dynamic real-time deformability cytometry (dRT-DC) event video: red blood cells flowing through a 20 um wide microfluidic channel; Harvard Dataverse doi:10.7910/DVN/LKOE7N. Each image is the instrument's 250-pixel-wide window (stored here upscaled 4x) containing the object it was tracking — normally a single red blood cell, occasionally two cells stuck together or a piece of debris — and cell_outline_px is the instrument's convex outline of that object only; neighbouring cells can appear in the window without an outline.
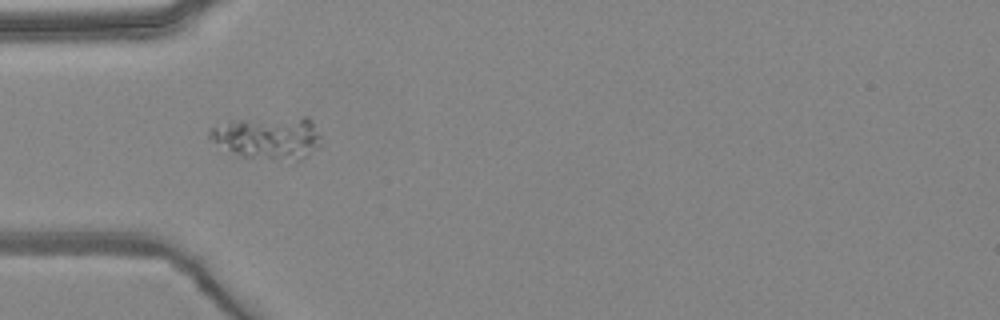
{"species": "common noctule bat (a hibernating species)", "species_latin": "Nyctalus noctula", "temperature_condition": "warm", "stored_images_in_passage": 3, "camera_frame_rate_fps": 3000, "um_per_image_px": 0.085, "animal": {"sex": "female", "body_mass_g": 24.6, "forearm_length_mm": 56.2}, "frame": {"image": 1, "passage_image": 1, "time_ms": 0.0, "image_size_px": [1000, 320], "cell_outline_px": [[320, 144], [316, 148], [296, 164], [236, 156], [208, 140], [208, 132], [212, 128], [228, 120], [304, 116], [308, 116], [312, 120], [320, 136]], "centroid_in_image_um": [22.77, 11.75], "position_along_channel_um": 62.2, "area_um2": 29.02}}
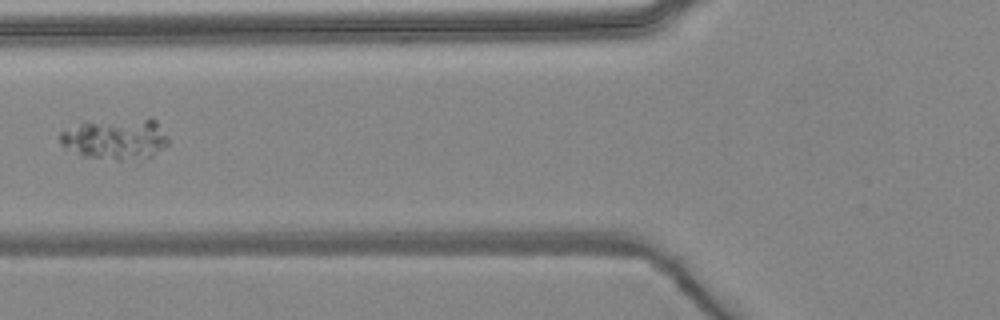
{"frame": {"image": 2, "passage_image": 2, "time_ms": 1.333, "image_size_px": [1000, 320], "cell_outline_px": [[168, 144], [164, 148], [152, 156], [144, 160], [116, 160], [84, 156], [64, 148], [60, 144], [60, 132], [84, 120], [148, 116], [152, 116], [156, 120], [168, 136]], "centroid_in_image_um": [9.86, 11.75], "position_along_channel_um": 115.9, "area_um2": 27.34}}
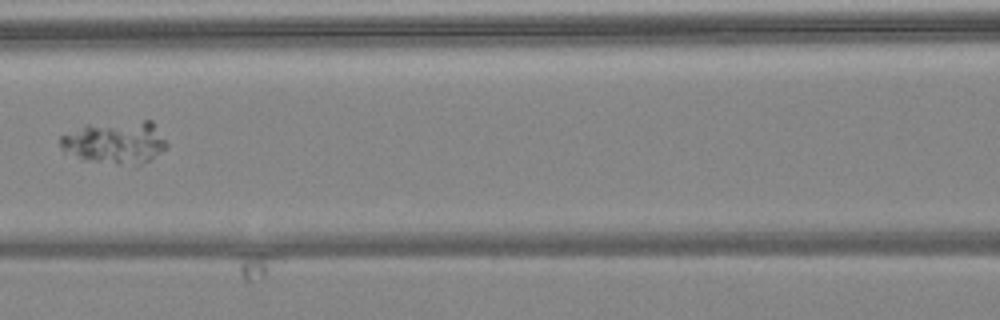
{"frame": {"image": 3, "passage_image": 3, "time_ms": 2.333, "image_size_px": [1000, 320], "cell_outline_px": [[168, 148], [136, 168], [132, 168], [84, 160], [64, 152], [60, 148], [60, 136], [84, 124], [144, 120], [152, 120], [168, 144]], "centroid_in_image_um": [9.8, 12.13], "position_along_channel_um": 156.8, "area_um2": 27.51}}